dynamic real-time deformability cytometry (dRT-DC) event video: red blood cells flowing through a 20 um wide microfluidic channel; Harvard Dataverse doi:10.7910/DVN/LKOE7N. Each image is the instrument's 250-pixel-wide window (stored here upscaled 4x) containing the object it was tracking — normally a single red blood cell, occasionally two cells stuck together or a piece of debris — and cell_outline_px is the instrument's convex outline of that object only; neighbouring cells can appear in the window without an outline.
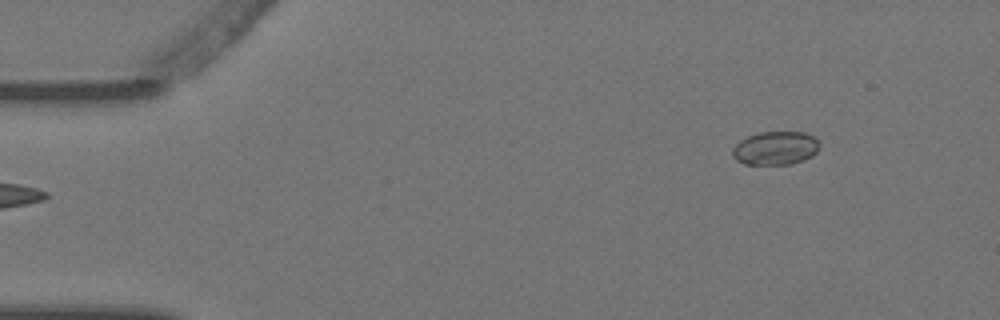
{"species": "Egyptian fruit bat (a non-hibernating species)", "species_latin": "Rousettus aegyptiacus", "temperature_condition": "warm", "stored_images_in_passage": 2, "camera_frame_rate_fps": 3000, "um_per_image_px": 0.085, "animal": {"sex": "female"}, "frame": {"image": 1, "passage_image": 2, "time_ms": 0.333, "image_size_px": [1000, 320], "cell_outline_px": [[820, 148], [812, 156], [804, 160], [792, 164], [744, 164], [736, 160], [732, 156], [732, 148], [740, 140], [748, 136], [760, 132], [804, 132], [812, 136], [820, 144]], "centroid_in_image_um": [65.91, 12.6], "position_along_channel_um": 19.1, "area_um2": 17.05}}